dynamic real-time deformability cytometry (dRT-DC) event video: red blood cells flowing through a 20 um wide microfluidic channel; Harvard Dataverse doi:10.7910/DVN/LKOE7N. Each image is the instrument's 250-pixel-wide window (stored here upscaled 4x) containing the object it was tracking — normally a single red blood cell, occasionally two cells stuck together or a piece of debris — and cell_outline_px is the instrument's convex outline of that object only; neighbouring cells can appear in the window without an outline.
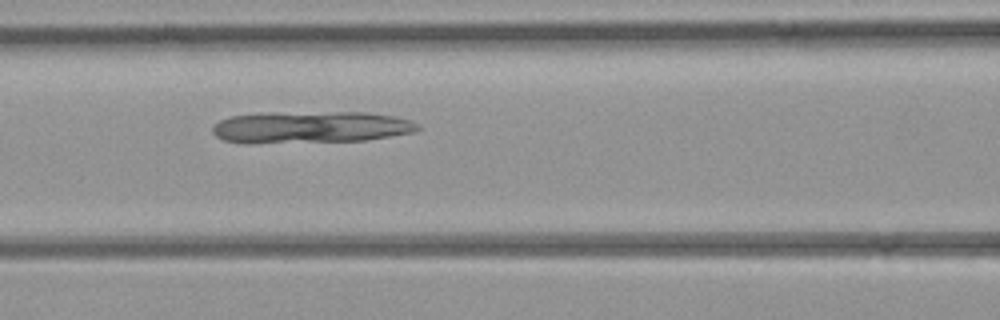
{"species": "common noctule bat (a hibernating species)", "species_latin": "Nyctalus noctula", "temperature_condition": "room temperature", "stored_images_in_passage": 4, "segment_of_instrument_passage": [1, 2], "camera_frame_rate_fps": 3000, "um_per_image_px": 0.085, "animal": {"sex": "female", "body_mass_g": 21.9}, "frame": {"image": 1, "passage_image": 3, "time_ms": 2.333, "image_size_px": [1000, 320], "cell_outline_px": [[420, 128], [412, 132], [364, 140], [244, 144], [224, 140], [216, 136], [212, 132], [212, 128], [220, 120], [232, 116], [272, 112], [364, 112], [392, 116], [408, 120], [416, 124]], "centroid_in_image_um": [26.32, 10.81], "position_along_channel_um": 140.3, "area_um2": 37.97}}